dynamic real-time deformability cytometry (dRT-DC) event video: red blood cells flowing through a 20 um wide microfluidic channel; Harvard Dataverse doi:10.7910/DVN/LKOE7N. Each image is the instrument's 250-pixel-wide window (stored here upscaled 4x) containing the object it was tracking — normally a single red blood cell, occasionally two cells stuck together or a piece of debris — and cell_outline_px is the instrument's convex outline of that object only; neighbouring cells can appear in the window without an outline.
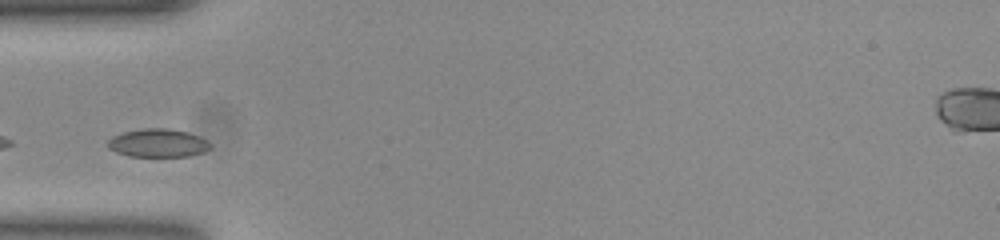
{"species": "common noctule bat (a hibernating species)", "species_latin": "Nyctalus noctula", "temperature_condition": "room temperature", "stored_images_in_passage": 9, "camera_frame_rate_fps": 3000, "um_per_image_px": 0.085, "animal": {"sex": "female", "body_mass_g": 23.0, "forearm_length_mm": 53.4}, "frame": {"image": 1, "passage_image": 1, "time_ms": 0.0, "image_size_px": [1000, 240], "cell_outline_px": [[212, 148], [204, 152], [188, 156], [128, 156], [116, 152], [108, 148], [108, 140], [112, 136], [124, 132], [144, 128], [168, 128], [188, 132], [200, 136], [212, 144]], "centroid_in_image_um": [13.45, 12.15], "position_along_channel_um": 71.5, "area_um2": 16.99}}
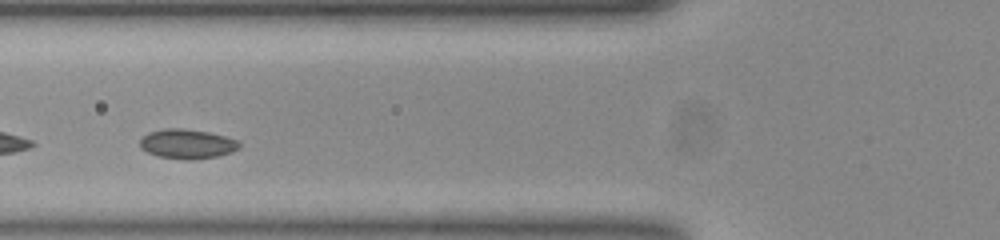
{"frame": {"image": 2, "passage_image": 4, "time_ms": 1.0, "image_size_px": [1000, 240], "cell_outline_px": [[240, 148], [232, 152], [216, 156], [192, 160], [188, 160], [160, 156], [148, 152], [140, 148], [140, 140], [148, 132], [164, 128], [184, 128], [208, 132], [224, 136], [236, 140], [240, 144]], "centroid_in_image_um": [15.9, 12.22], "position_along_channel_um": 109.9, "area_um2": 16.99}}
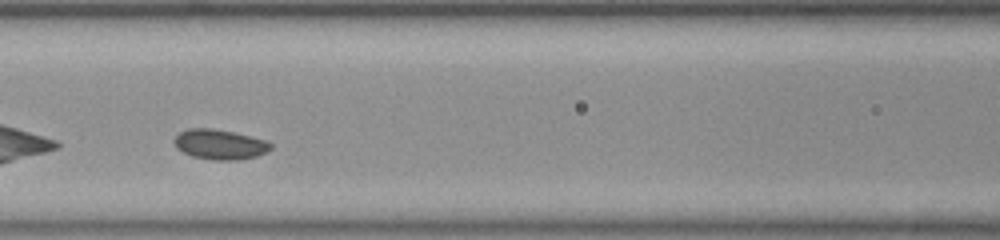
{"frame": {"image": 3, "passage_image": 7, "time_ms": 2.0, "image_size_px": [1000, 240], "cell_outline_px": [[272, 148], [256, 156], [240, 160], [212, 160], [192, 156], [176, 148], [172, 140], [180, 132], [188, 128], [212, 128], [232, 132], [268, 140], [272, 144]], "centroid_in_image_um": [18.67, 12.27], "position_along_channel_um": 147.9, "area_um2": 16.94}}